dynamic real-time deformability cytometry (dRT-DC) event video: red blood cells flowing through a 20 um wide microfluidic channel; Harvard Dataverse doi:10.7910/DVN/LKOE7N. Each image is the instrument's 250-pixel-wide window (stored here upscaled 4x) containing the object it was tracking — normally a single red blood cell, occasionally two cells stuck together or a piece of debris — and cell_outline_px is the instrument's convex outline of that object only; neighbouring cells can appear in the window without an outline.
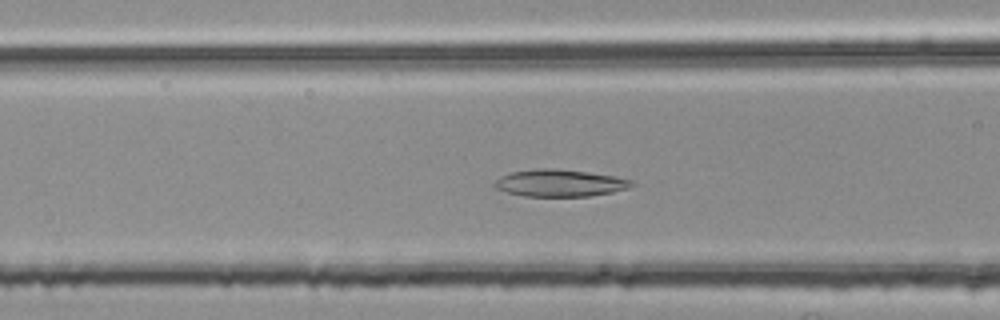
{"species": "common noctule bat (a hibernating species)", "species_latin": "Nyctalus noctula", "temperature_condition": "room temperature", "stored_images_in_passage": 44, "camera_frame_rate_fps": 3000, "um_per_image_px": 0.085, "animal": {"sex": "female", "body_mass_g": 25.1}, "frame": {"image": 1, "passage_image": 20, "time_ms": 6.333, "image_size_px": [1000, 320], "cell_outline_px": [[636, 184], [628, 188], [612, 192], [588, 196], [524, 196], [508, 192], [496, 188], [492, 184], [500, 176], [512, 172], [536, 168], [556, 168], [612, 176], [632, 180]], "centroid_in_image_um": [47.56, 15.55], "position_along_channel_um": 119.0, "area_um2": 21.44}}
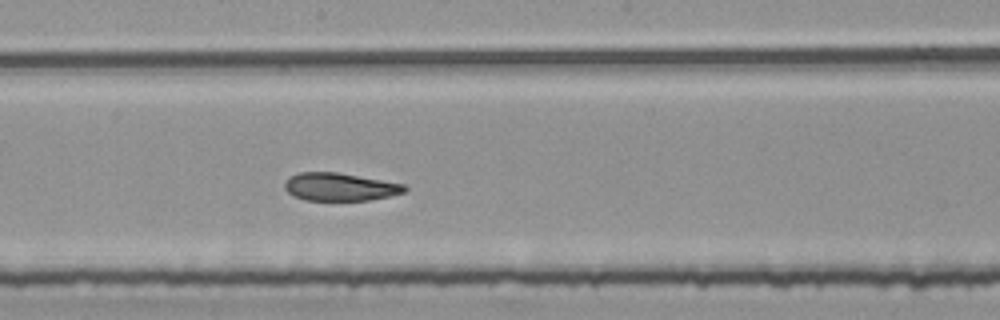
{"frame": {"image": 2, "passage_image": 28, "time_ms": 9.0, "image_size_px": [1000, 320], "cell_outline_px": [[408, 188], [404, 192], [388, 196], [368, 200], [304, 200], [292, 196], [284, 188], [284, 180], [288, 176], [296, 172], [336, 172], [404, 184]], "centroid_in_image_um": [28.81, 15.88], "position_along_channel_um": 219.4, "area_um2": 19.54}}
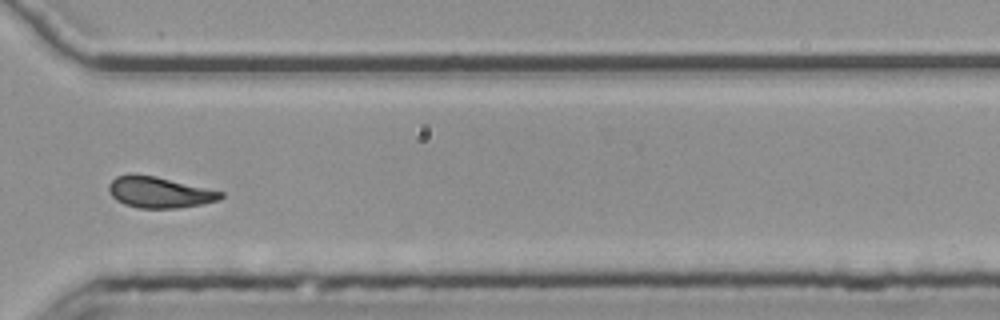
{"frame": {"image": 3, "passage_image": 39, "time_ms": 12.667, "image_size_px": [1000, 320], "cell_outline_px": [[224, 196], [220, 200], [204, 204], [176, 208], [140, 208], [124, 204], [116, 200], [108, 192], [108, 184], [116, 176], [132, 172], [156, 176], [224, 192]], "centroid_in_image_um": [13.52, 16.33], "position_along_channel_um": 357.1, "area_um2": 20.58}, "authors_computed_cell_mechanics": {"area_um2": 20.6057, "velocity_mm_per_s": 3.7706, "shape_relaxation_time_tau1_ms": null, "shape_relaxation_time_tau2_ms": 3.3181, "deformation_change_tau1": null, "deformation_change_tau2": 0.0971}}